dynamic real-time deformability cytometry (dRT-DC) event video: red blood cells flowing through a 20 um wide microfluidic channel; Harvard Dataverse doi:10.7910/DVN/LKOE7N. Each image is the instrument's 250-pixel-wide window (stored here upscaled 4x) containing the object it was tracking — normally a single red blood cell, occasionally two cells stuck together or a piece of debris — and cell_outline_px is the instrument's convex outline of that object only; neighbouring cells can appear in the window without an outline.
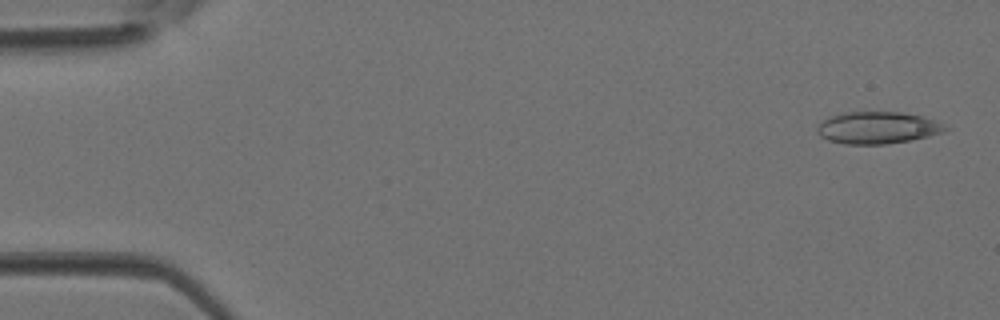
{"species": "Egyptian fruit bat (a non-hibernating species)", "species_latin": "Rousettus aegyptiacus", "temperature_condition": "room temperature", "stored_images_in_passage": 3, "camera_frame_rate_fps": 3000, "um_per_image_px": 0.085, "animal": {"sex": "female"}, "frame": {"image": 1, "passage_image": 1, "time_ms": 0.0, "image_size_px": [1000, 320], "cell_outline_px": [[952, 128], [944, 132], [912, 140], [888, 144], [844, 144], [828, 140], [820, 136], [816, 132], [816, 128], [824, 120], [832, 116], [844, 112], [900, 112], [920, 116], [932, 120]], "centroid_in_image_um": [74.59, 10.87], "position_along_channel_um": 10.4, "area_um2": 23.81}}